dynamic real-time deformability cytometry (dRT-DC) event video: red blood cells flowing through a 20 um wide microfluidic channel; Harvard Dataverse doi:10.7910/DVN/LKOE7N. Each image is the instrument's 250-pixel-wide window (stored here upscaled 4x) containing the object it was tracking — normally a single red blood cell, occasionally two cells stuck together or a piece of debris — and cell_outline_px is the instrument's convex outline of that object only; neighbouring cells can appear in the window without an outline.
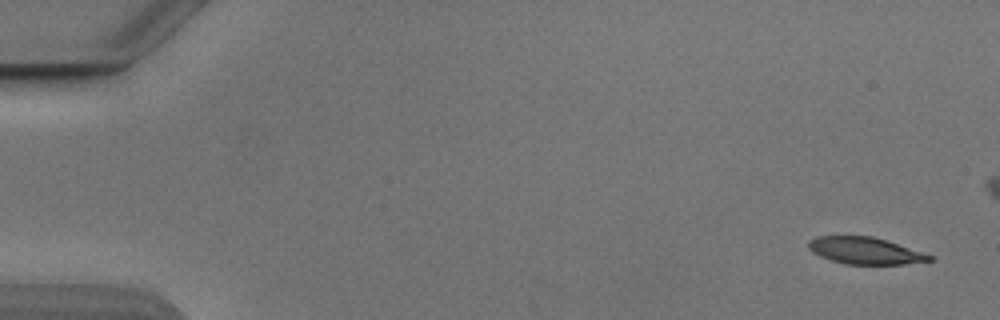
{"species": "Egyptian fruit bat (a non-hibernating species)", "species_latin": "Rousettus aegyptiacus", "temperature_condition": "cold", "stored_images_in_passage": 46, "camera_frame_rate_fps": 3000, "um_per_image_px": 0.085, "animal": {"sex": "male"}, "frame": {"image": 1, "passage_image": 1, "time_ms": 0.0, "image_size_px": [1000, 320], "cell_outline_px": [[936, 260], [904, 264], [844, 264], [820, 256], [812, 252], [808, 248], [808, 240], [816, 236], [872, 236], [888, 240], [932, 256]], "centroid_in_image_um": [73.51, 21.3], "position_along_channel_um": 11.5, "area_um2": 18.96}}
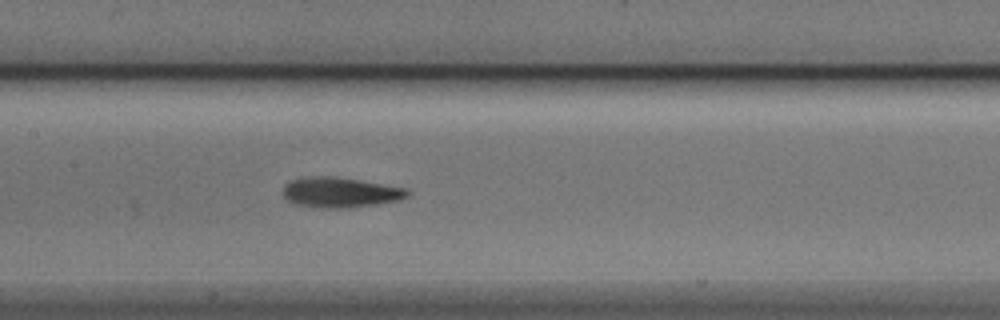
{"frame": {"image": 2, "passage_image": 25, "time_ms": 8.0, "image_size_px": [1000, 320], "cell_outline_px": [[408, 196], [396, 200], [376, 204], [348, 208], [324, 208], [292, 204], [284, 196], [284, 184], [292, 180], [320, 176], [356, 180], [408, 188]], "centroid_in_image_um": [28.9, 16.38], "position_along_channel_um": 178.5, "area_um2": 21.33}}
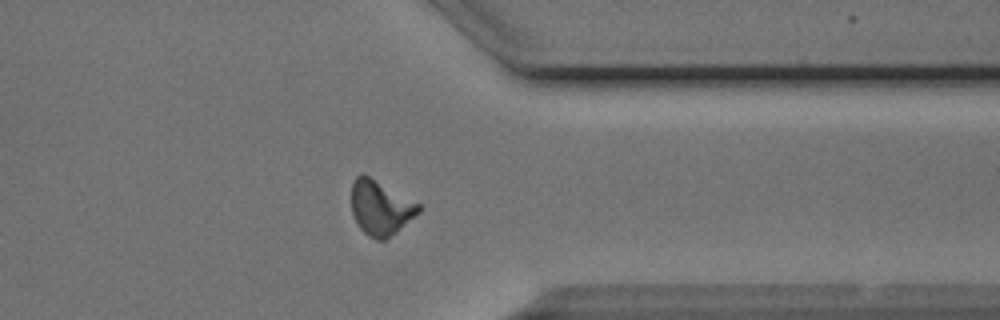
{"frame": {"image": 3, "passage_image": 41, "time_ms": 13.333, "image_size_px": [1000, 320], "cell_outline_px": [[424, 208], [420, 212], [396, 232], [384, 240], [376, 240], [368, 236], [356, 224], [352, 216], [352, 180], [360, 172], [364, 172], [420, 204]], "centroid_in_image_um": [32.33, 17.63], "position_along_channel_um": 379.1, "area_um2": 21.79}}